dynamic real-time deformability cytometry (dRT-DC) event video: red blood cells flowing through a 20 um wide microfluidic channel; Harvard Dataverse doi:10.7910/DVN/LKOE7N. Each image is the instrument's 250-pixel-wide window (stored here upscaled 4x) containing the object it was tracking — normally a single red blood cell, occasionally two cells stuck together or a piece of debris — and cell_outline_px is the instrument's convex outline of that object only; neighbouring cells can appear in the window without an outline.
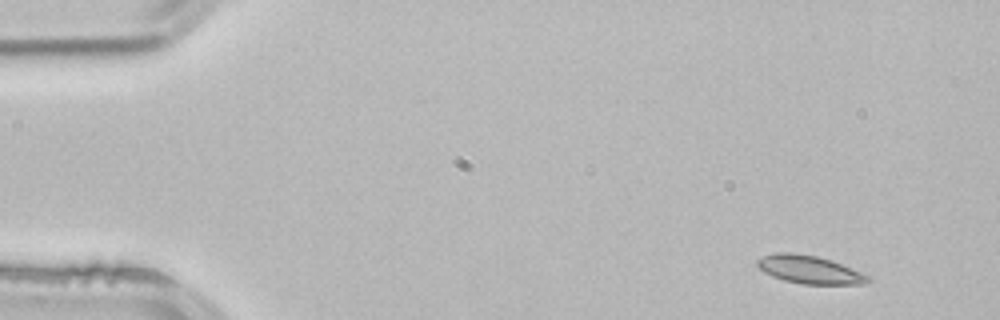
{"species": "common noctule bat (a hibernating species)", "species_latin": "Nyctalus noctula", "temperature_condition": "room temperature", "stored_images_in_passage": 2, "camera_frame_rate_fps": 3000, "um_per_image_px": 0.085, "animal": {"sex": "male", "body_mass_g": 21.5, "forearm_length_mm": 52.0}, "frame": {"image": 1, "passage_image": 1, "time_ms": 0.0, "image_size_px": [1000, 320], "cell_outline_px": [[872, 280], [864, 284], [804, 284], [784, 280], [772, 276], [764, 272], [756, 264], [756, 260], [764, 256], [776, 252], [796, 252], [816, 256], [832, 260], [872, 276]], "centroid_in_image_um": [68.85, 22.91], "position_along_channel_um": 16.2, "area_um2": 18.26}}